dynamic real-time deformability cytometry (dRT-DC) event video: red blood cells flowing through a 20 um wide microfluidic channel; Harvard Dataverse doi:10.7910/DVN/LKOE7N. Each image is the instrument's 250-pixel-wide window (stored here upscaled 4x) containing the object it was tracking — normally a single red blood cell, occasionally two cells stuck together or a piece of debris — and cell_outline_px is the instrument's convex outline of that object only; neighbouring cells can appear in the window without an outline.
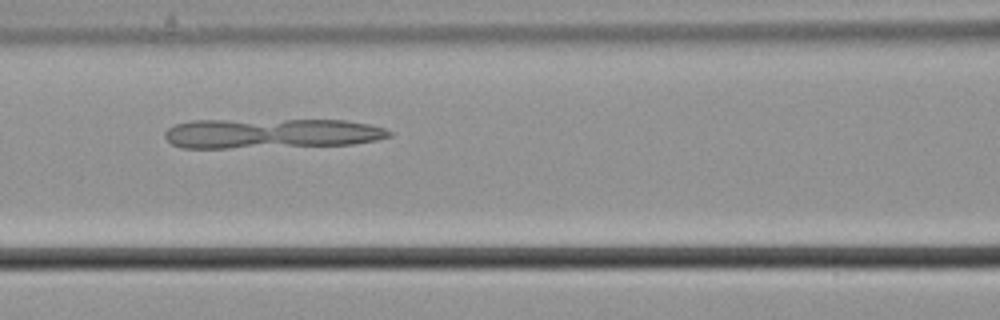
{"species": "common noctule bat (a hibernating species)", "species_latin": "Nyctalus noctula", "temperature_condition": "cold", "stored_images_in_passage": 55, "camera_frame_rate_fps": 3000, "um_per_image_px": 0.085, "animal": {"sex": "male", "body_mass_g": 21.5, "forearm_length_mm": 52.0}, "frame": {"image": 1, "passage_image": 23, "time_ms": 7.333, "image_size_px": [1000, 320], "cell_outline_px": [[392, 136], [376, 140], [352, 144], [228, 148], [184, 148], [172, 144], [164, 136], [164, 132], [168, 128], [176, 124], [192, 120], [344, 120], [368, 124], [384, 128], [392, 132]], "centroid_in_image_um": [23.04, 11.34], "position_along_channel_um": 143.6, "area_um2": 39.02}}
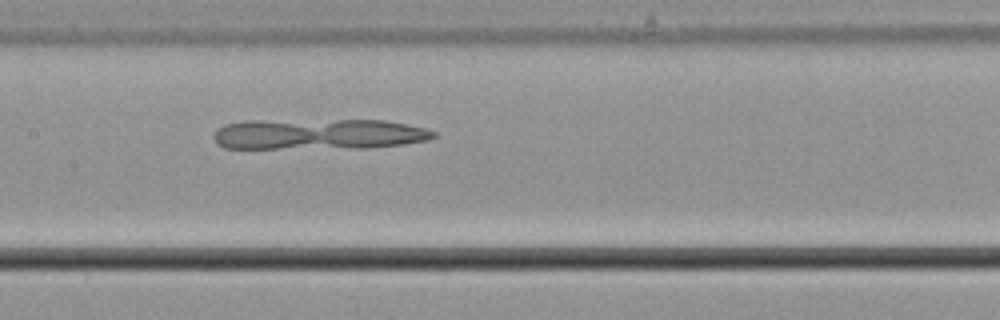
{"frame": {"image": 2, "passage_image": 26, "time_ms": 8.333, "image_size_px": [1000, 320], "cell_outline_px": [[436, 136], [428, 140], [404, 144], [368, 148], [224, 148], [216, 144], [212, 136], [224, 124], [244, 120], [384, 120], [428, 128], [436, 132]], "centroid_in_image_um": [27.08, 11.4], "position_along_channel_um": 180.3, "area_um2": 39.82}}